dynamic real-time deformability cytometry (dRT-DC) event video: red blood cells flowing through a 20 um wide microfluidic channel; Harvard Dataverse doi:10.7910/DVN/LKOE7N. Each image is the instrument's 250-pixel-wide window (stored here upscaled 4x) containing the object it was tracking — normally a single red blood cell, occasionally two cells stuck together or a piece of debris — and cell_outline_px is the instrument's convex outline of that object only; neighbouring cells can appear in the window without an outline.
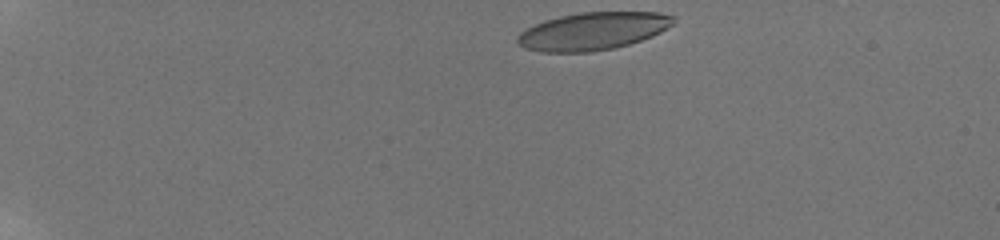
{"species": "human", "species_latin": "Homo sapiens", "temperature_condition": "room temperature", "stored_images_in_passage": 9, "camera_frame_rate_fps": 3000, "um_per_image_px": 0.085, "donor": {"sex": "male"}, "frame": {"image": 1, "passage_image": 1, "time_ms": 0.0, "image_size_px": [1000, 240], "cell_outline_px": [[676, 20], [672, 24], [660, 32], [652, 36], [616, 48], [588, 52], [540, 52], [524, 48], [516, 44], [516, 36], [520, 32], [544, 20], [560, 16], [580, 12], [656, 12], [676, 16]], "centroid_in_image_um": [50.36, 2.65], "position_along_channel_um": 34.6, "area_um2": 34.33}}